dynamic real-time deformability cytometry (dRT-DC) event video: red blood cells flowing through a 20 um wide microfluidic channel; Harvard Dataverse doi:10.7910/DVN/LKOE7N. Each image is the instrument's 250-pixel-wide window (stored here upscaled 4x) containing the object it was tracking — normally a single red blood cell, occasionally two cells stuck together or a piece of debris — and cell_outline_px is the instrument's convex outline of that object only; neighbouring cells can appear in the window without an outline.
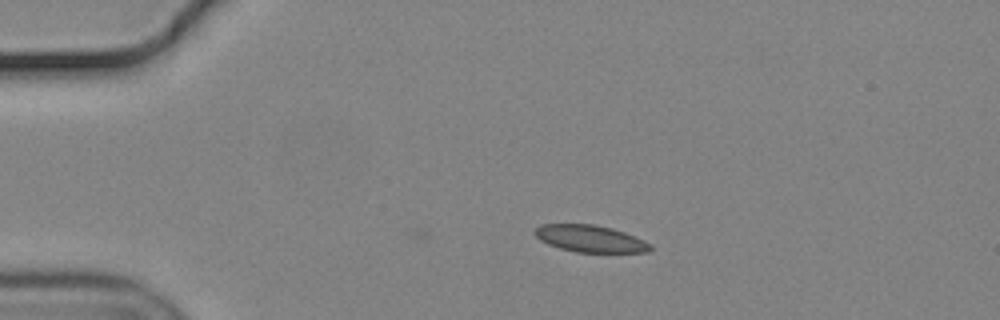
{"species": "common noctule bat (a hibernating species)", "species_latin": "Nyctalus noctula", "temperature_condition": "cold", "stored_images_in_passage": 12, "camera_frame_rate_fps": 3000, "um_per_image_px": 0.085, "animal": {"sex": "male", "body_mass_g": 19.2, "forearm_length_mm": 51.8}, "frame": {"image": 1, "passage_image": 12, "time_ms": 3.667, "image_size_px": [1000, 320], "cell_outline_px": [[652, 248], [648, 252], [576, 252], [560, 248], [548, 244], [540, 240], [532, 232], [540, 224], [592, 224], [612, 228], [624, 232], [644, 240], [652, 244]], "centroid_in_image_um": [50.16, 20.28], "position_along_channel_um": 34.8, "area_um2": 18.15}}